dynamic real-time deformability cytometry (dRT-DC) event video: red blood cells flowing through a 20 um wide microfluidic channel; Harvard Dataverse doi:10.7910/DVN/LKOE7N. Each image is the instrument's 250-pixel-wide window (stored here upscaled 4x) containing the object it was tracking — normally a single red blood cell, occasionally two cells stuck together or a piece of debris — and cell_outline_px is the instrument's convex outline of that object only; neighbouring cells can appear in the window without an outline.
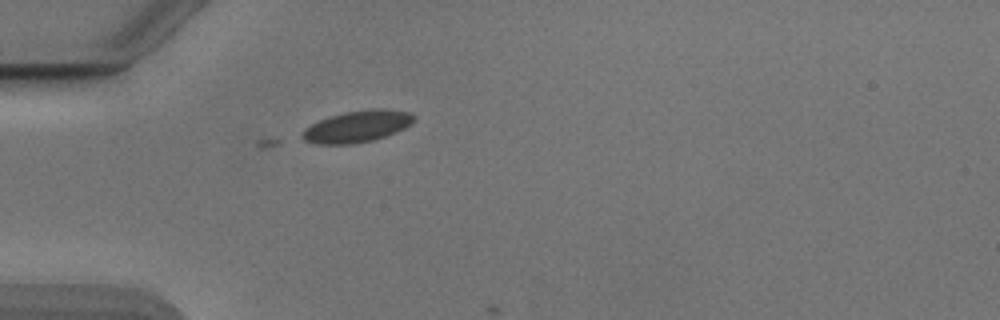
{"species": "Egyptian fruit bat (a non-hibernating species)", "species_latin": "Rousettus aegyptiacus", "temperature_condition": "cold", "stored_images_in_passage": 2, "camera_frame_rate_fps": 3000, "um_per_image_px": 0.085, "animal": {"sex": "male"}, "frame": {"image": 1, "passage_image": 1, "time_ms": 0.0, "image_size_px": [1000, 320], "cell_outline_px": [[416, 120], [412, 124], [404, 128], [384, 136], [372, 140], [348, 144], [320, 144], [304, 140], [300, 136], [300, 132], [304, 128], [328, 116], [344, 112], [372, 108], [384, 108], [408, 112], [416, 116]], "centroid_in_image_um": [30.36, 10.73], "position_along_channel_um": 54.6, "area_um2": 20.63}}